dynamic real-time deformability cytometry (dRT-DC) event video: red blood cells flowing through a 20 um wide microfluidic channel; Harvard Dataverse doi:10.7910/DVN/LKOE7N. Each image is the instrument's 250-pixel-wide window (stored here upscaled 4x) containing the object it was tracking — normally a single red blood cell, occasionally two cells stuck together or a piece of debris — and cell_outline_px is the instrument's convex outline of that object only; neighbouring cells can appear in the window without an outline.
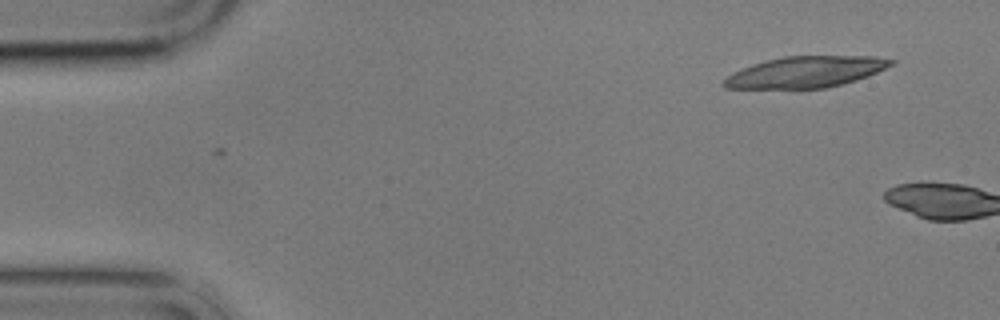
{"species": "common noctule bat (a hibernating species)", "species_latin": "Nyctalus noctula", "temperature_condition": "cold", "stored_images_in_passage": 2, "camera_frame_rate_fps": 3000, "um_per_image_px": 0.085, "animal": {"sex": "male", "body_mass_g": 17.9}, "frame": {"image": 1, "passage_image": 2, "time_ms": 1.0, "image_size_px": [1000, 320], "cell_outline_px": [[896, 60], [892, 64], [868, 76], [856, 80], [824, 88], [724, 88], [720, 84], [732, 72], [752, 64], [764, 60], [784, 56], [876, 56]], "centroid_in_image_um": [68.45, 6.11], "position_along_channel_um": 16.6, "area_um2": 30.23}}